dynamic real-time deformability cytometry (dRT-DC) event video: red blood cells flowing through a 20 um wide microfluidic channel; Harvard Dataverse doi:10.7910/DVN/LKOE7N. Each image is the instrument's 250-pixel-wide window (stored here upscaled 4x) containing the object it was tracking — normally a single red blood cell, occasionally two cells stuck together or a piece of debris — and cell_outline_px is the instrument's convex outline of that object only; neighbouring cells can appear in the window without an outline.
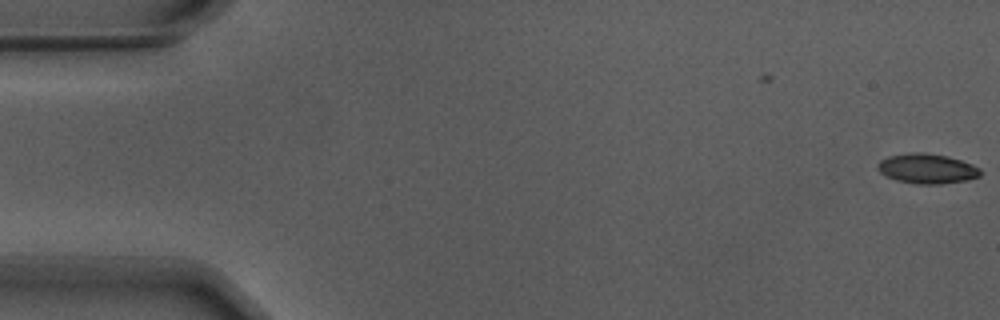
{"species": "Egyptian fruit bat (a non-hibernating species)", "species_latin": "Rousettus aegyptiacus", "temperature_condition": "warm", "stored_images_in_passage": 56, "camera_frame_rate_fps": 3000, "um_per_image_px": 0.085, "animal": {"sex": "male"}, "frame": {"image": 1, "passage_image": 1, "time_ms": 0.0, "image_size_px": [1000, 320], "cell_outline_px": [[980, 176], [968, 180], [940, 184], [916, 184], [896, 180], [880, 172], [876, 168], [876, 164], [880, 160], [888, 156], [912, 152], [924, 152], [948, 156], [972, 164], [980, 168]], "centroid_in_image_um": [78.78, 14.33], "position_along_channel_um": 6.2, "area_um2": 17.98}}
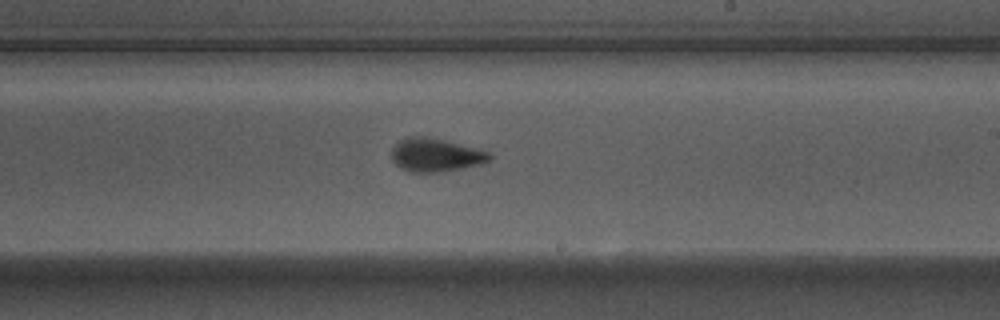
{"frame": {"image": 2, "passage_image": 33, "time_ms": 10.667, "image_size_px": [1000, 320], "cell_outline_px": [[492, 156], [488, 160], [476, 164], [460, 168], [436, 172], [408, 172], [400, 168], [392, 160], [392, 148], [400, 140], [408, 136], [420, 136], [444, 140], [488, 152]], "centroid_in_image_um": [36.94, 13.17], "position_along_channel_um": 252.1, "area_um2": 18.5}}
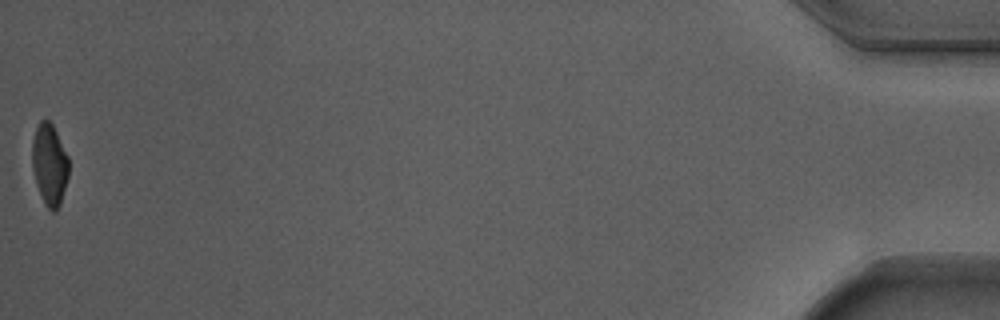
{"frame": {"image": 3, "passage_image": 56, "time_ms": 18.333, "image_size_px": [1000, 320], "cell_outline_px": [[68, 176], [60, 204], [56, 212], [52, 212], [44, 204], [36, 184], [32, 168], [32, 140], [36, 128], [40, 120], [48, 120], [52, 124], [68, 156]], "centroid_in_image_um": [4.2, 14.0], "position_along_channel_um": 431.0, "area_um2": 17.34}, "authors_computed_cell_mechanics": {"area_um2": 18.5538, "velocity_mm_per_s": 3.717, "shape_relaxation_time_tau1_ms": 2.4066, "shape_relaxation_time_tau2_ms": 1.3188, "deformation_change_tau1": 0.1619, "deformation_change_tau2": 0.0717}}